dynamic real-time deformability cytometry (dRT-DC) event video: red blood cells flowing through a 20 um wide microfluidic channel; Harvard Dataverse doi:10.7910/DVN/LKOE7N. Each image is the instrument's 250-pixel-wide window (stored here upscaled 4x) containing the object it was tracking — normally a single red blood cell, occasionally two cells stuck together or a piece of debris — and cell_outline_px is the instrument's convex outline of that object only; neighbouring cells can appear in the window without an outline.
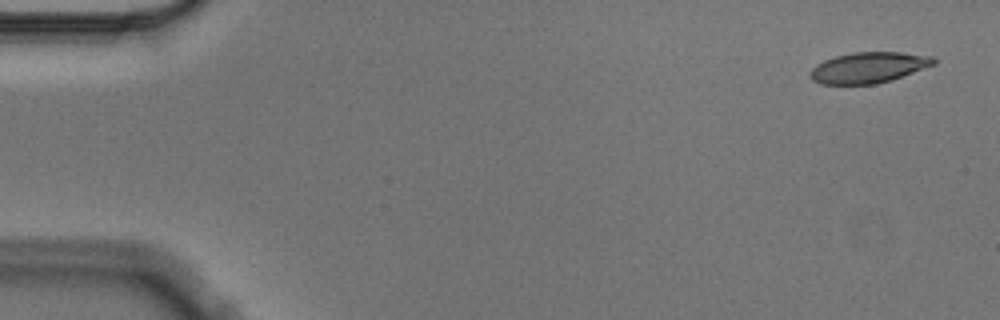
{"species": "Egyptian fruit bat (a non-hibernating species)", "species_latin": "Rousettus aegyptiacus", "temperature_condition": "cold", "stored_images_in_passage": 5, "camera_frame_rate_fps": 3000, "um_per_image_px": 0.085, "animal": {"sex": "male"}, "frame": {"image": 1, "passage_image": 1, "time_ms": 0.0, "image_size_px": [1000, 320], "cell_outline_px": [[936, 64], [892, 80], [876, 84], [820, 84], [812, 80], [808, 76], [812, 68], [816, 64], [824, 60], [836, 56], [852, 52], [900, 52], [936, 56]], "centroid_in_image_um": [73.84, 5.74], "position_along_channel_um": 11.2, "area_um2": 22.43}}
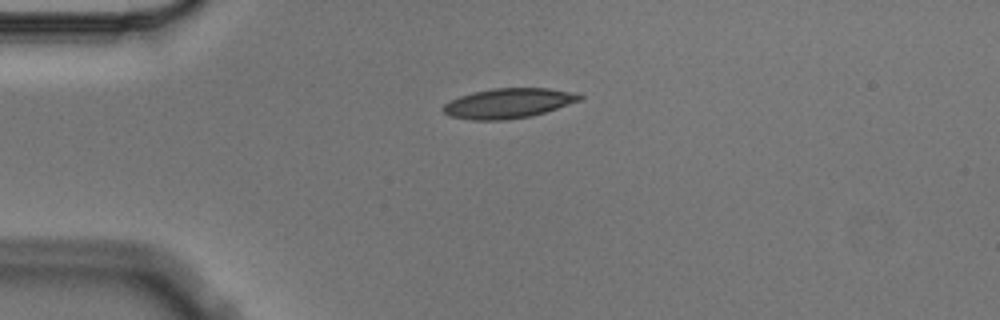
{"frame": {"image": 2, "passage_image": 4, "time_ms": 1.0, "image_size_px": [1000, 320], "cell_outline_px": [[584, 96], [580, 100], [532, 116], [504, 120], [472, 120], [448, 116], [440, 108], [444, 104], [460, 96], [492, 88], [548, 88], [568, 92]], "centroid_in_image_um": [43.15, 8.79], "position_along_channel_um": 41.9, "area_um2": 23.47}}